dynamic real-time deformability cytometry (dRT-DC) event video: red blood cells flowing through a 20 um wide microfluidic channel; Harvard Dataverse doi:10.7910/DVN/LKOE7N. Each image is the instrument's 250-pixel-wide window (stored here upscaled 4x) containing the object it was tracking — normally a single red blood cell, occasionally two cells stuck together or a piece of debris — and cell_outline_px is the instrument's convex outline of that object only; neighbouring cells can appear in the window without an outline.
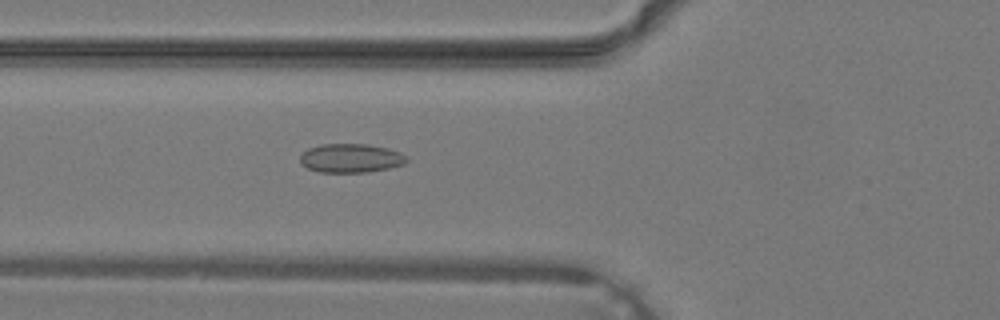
{"species": "common noctule bat (a hibernating species)", "species_latin": "Nyctalus noctula", "temperature_condition": "warm", "stored_images_in_passage": 38, "camera_frame_rate_fps": 3000, "um_per_image_px": 0.085, "animal": {"sex": "male", "body_mass_g": 19.2, "forearm_length_mm": 51.8}, "frame": {"image": 1, "passage_image": 14, "time_ms": 4.333, "image_size_px": [1000, 320], "cell_outline_px": [[408, 160], [404, 164], [388, 168], [368, 172], [320, 172], [308, 168], [300, 164], [300, 156], [308, 148], [320, 144], [368, 144], [388, 148], [400, 152], [408, 156]], "centroid_in_image_um": [29.83, 13.44], "position_along_channel_um": 96.0, "area_um2": 18.03}}
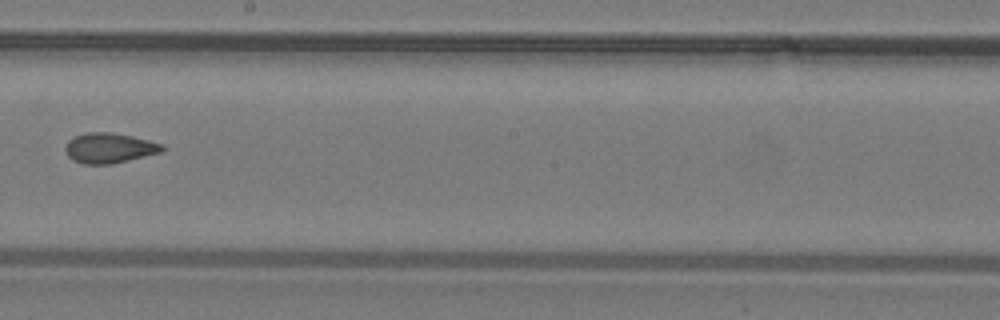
{"frame": {"image": 2, "passage_image": 22, "time_ms": 7.0, "image_size_px": [1000, 320], "cell_outline_px": [[164, 152], [112, 164], [84, 164], [72, 160], [68, 156], [64, 148], [68, 140], [76, 136], [88, 132], [108, 132], [132, 136], [164, 144]], "centroid_in_image_um": [9.31, 12.59], "position_along_channel_um": 238.9, "area_um2": 17.11}}
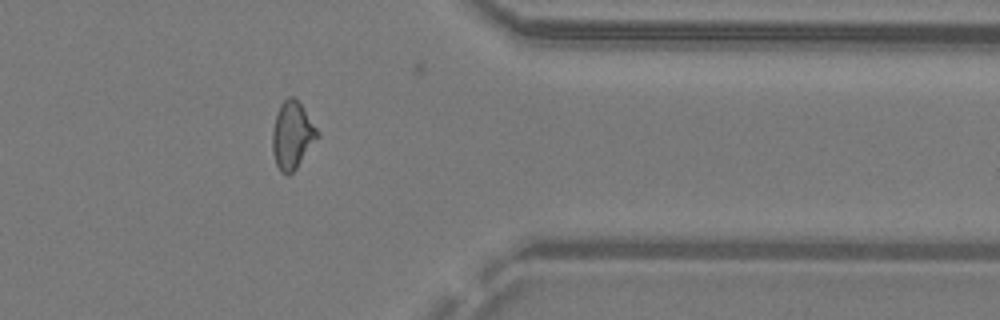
{"frame": {"image": 3, "passage_image": 31, "time_ms": 10.0, "image_size_px": [1000, 320], "cell_outline_px": [[320, 136], [296, 168], [288, 176], [280, 172], [276, 164], [272, 152], [272, 132], [276, 116], [280, 104], [288, 96], [292, 96], [300, 104], [320, 132]], "centroid_in_image_um": [24.84, 11.52], "position_along_channel_um": 386.6, "area_um2": 17.63}}